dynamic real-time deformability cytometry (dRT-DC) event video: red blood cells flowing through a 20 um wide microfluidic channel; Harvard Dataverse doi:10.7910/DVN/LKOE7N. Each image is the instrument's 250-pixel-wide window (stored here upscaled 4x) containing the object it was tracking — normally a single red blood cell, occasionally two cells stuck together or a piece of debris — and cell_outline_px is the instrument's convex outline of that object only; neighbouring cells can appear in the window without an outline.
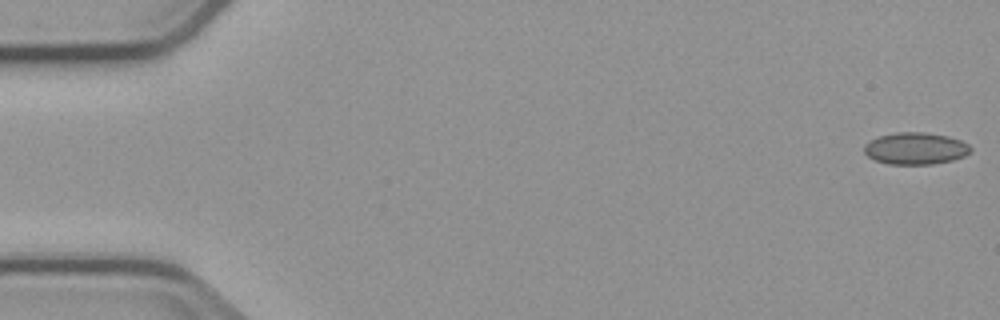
{"species": "common noctule bat (a hibernating species)", "species_latin": "Nyctalus noctula", "temperature_condition": "cold", "stored_images_in_passage": 5, "camera_frame_rate_fps": 3000, "um_per_image_px": 0.085, "animal": {"sex": "male", "body_mass_g": 23.1, "forearm_length_mm": 52.7}, "frame": {"image": 1, "passage_image": 1, "time_ms": 0.0, "image_size_px": [1000, 320], "cell_outline_px": [[972, 152], [964, 156], [952, 160], [932, 164], [888, 164], [876, 160], [868, 156], [864, 152], [864, 144], [880, 136], [896, 132], [924, 132], [948, 136], [960, 140], [968, 144], [972, 148]], "centroid_in_image_um": [77.84, 12.62], "position_along_channel_um": 7.2, "area_um2": 19.77}}
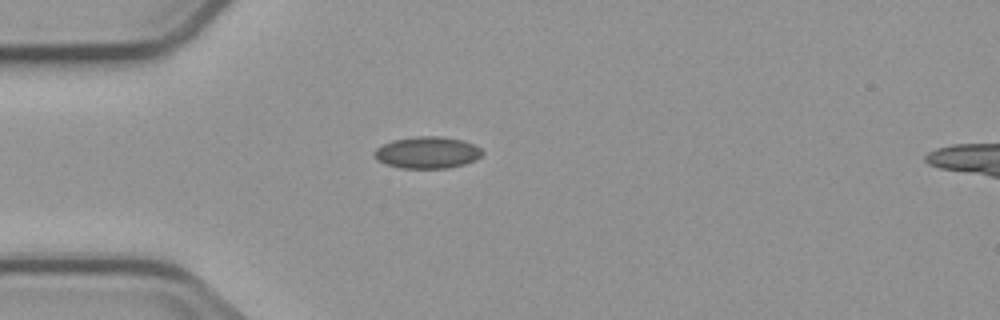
{"frame": {"image": 2, "passage_image": 5, "time_ms": 4.667, "image_size_px": [1000, 320], "cell_outline_px": [[484, 152], [476, 160], [464, 164], [448, 168], [400, 168], [376, 160], [372, 156], [372, 152], [376, 148], [392, 140], [416, 136], [440, 136], [464, 140], [476, 144]], "centroid_in_image_um": [36.32, 12.96], "position_along_channel_um": 48.7, "area_um2": 20.23}}